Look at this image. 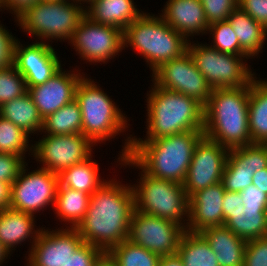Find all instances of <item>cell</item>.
I'll return each mask as SVG.
<instances>
[{
    "mask_svg": "<svg viewBox=\"0 0 267 266\" xmlns=\"http://www.w3.org/2000/svg\"><path fill=\"white\" fill-rule=\"evenodd\" d=\"M26 163L11 184L10 208L28 214H36L51 204L54 207L58 174L40 168L29 171Z\"/></svg>",
    "mask_w": 267,
    "mask_h": 266,
    "instance_id": "10",
    "label": "cell"
},
{
    "mask_svg": "<svg viewBox=\"0 0 267 266\" xmlns=\"http://www.w3.org/2000/svg\"><path fill=\"white\" fill-rule=\"evenodd\" d=\"M224 226L246 241L267 236V208L242 207L232 213Z\"/></svg>",
    "mask_w": 267,
    "mask_h": 266,
    "instance_id": "28",
    "label": "cell"
},
{
    "mask_svg": "<svg viewBox=\"0 0 267 266\" xmlns=\"http://www.w3.org/2000/svg\"><path fill=\"white\" fill-rule=\"evenodd\" d=\"M104 254L99 247L83 242L63 266H95Z\"/></svg>",
    "mask_w": 267,
    "mask_h": 266,
    "instance_id": "38",
    "label": "cell"
},
{
    "mask_svg": "<svg viewBox=\"0 0 267 266\" xmlns=\"http://www.w3.org/2000/svg\"><path fill=\"white\" fill-rule=\"evenodd\" d=\"M249 160L254 173L267 168V144H250Z\"/></svg>",
    "mask_w": 267,
    "mask_h": 266,
    "instance_id": "44",
    "label": "cell"
},
{
    "mask_svg": "<svg viewBox=\"0 0 267 266\" xmlns=\"http://www.w3.org/2000/svg\"><path fill=\"white\" fill-rule=\"evenodd\" d=\"M134 209L132 186L109 179L90 195L88 210L77 230L83 242L107 253L128 239Z\"/></svg>",
    "mask_w": 267,
    "mask_h": 266,
    "instance_id": "1",
    "label": "cell"
},
{
    "mask_svg": "<svg viewBox=\"0 0 267 266\" xmlns=\"http://www.w3.org/2000/svg\"><path fill=\"white\" fill-rule=\"evenodd\" d=\"M239 0H200L209 25L226 21L230 14L238 8Z\"/></svg>",
    "mask_w": 267,
    "mask_h": 266,
    "instance_id": "37",
    "label": "cell"
},
{
    "mask_svg": "<svg viewBox=\"0 0 267 266\" xmlns=\"http://www.w3.org/2000/svg\"><path fill=\"white\" fill-rule=\"evenodd\" d=\"M238 7L267 29V0H239Z\"/></svg>",
    "mask_w": 267,
    "mask_h": 266,
    "instance_id": "42",
    "label": "cell"
},
{
    "mask_svg": "<svg viewBox=\"0 0 267 266\" xmlns=\"http://www.w3.org/2000/svg\"><path fill=\"white\" fill-rule=\"evenodd\" d=\"M177 253L184 266H219L215 252L200 233L186 231Z\"/></svg>",
    "mask_w": 267,
    "mask_h": 266,
    "instance_id": "31",
    "label": "cell"
},
{
    "mask_svg": "<svg viewBox=\"0 0 267 266\" xmlns=\"http://www.w3.org/2000/svg\"><path fill=\"white\" fill-rule=\"evenodd\" d=\"M45 136V137H44ZM94 144L82 134H45L33 145V157L41 168L59 174L92 155Z\"/></svg>",
    "mask_w": 267,
    "mask_h": 266,
    "instance_id": "13",
    "label": "cell"
},
{
    "mask_svg": "<svg viewBox=\"0 0 267 266\" xmlns=\"http://www.w3.org/2000/svg\"><path fill=\"white\" fill-rule=\"evenodd\" d=\"M228 154L227 147L205 136L198 142L182 184L188 198L221 182Z\"/></svg>",
    "mask_w": 267,
    "mask_h": 266,
    "instance_id": "15",
    "label": "cell"
},
{
    "mask_svg": "<svg viewBox=\"0 0 267 266\" xmlns=\"http://www.w3.org/2000/svg\"><path fill=\"white\" fill-rule=\"evenodd\" d=\"M86 16V7L72 0H40L24 10L15 21L27 35L47 40L70 41L81 20Z\"/></svg>",
    "mask_w": 267,
    "mask_h": 266,
    "instance_id": "8",
    "label": "cell"
},
{
    "mask_svg": "<svg viewBox=\"0 0 267 266\" xmlns=\"http://www.w3.org/2000/svg\"><path fill=\"white\" fill-rule=\"evenodd\" d=\"M16 37L0 23V69L13 64Z\"/></svg>",
    "mask_w": 267,
    "mask_h": 266,
    "instance_id": "41",
    "label": "cell"
},
{
    "mask_svg": "<svg viewBox=\"0 0 267 266\" xmlns=\"http://www.w3.org/2000/svg\"><path fill=\"white\" fill-rule=\"evenodd\" d=\"M151 77L156 86L195 98L203 105L208 102L213 90L188 51L161 64Z\"/></svg>",
    "mask_w": 267,
    "mask_h": 266,
    "instance_id": "14",
    "label": "cell"
},
{
    "mask_svg": "<svg viewBox=\"0 0 267 266\" xmlns=\"http://www.w3.org/2000/svg\"><path fill=\"white\" fill-rule=\"evenodd\" d=\"M90 194L73 190L58 184L56 200L54 204L55 214L58 219L70 225V228H77L83 221L88 210ZM68 222V223H67Z\"/></svg>",
    "mask_w": 267,
    "mask_h": 266,
    "instance_id": "30",
    "label": "cell"
},
{
    "mask_svg": "<svg viewBox=\"0 0 267 266\" xmlns=\"http://www.w3.org/2000/svg\"><path fill=\"white\" fill-rule=\"evenodd\" d=\"M134 4L133 0H94L85 6L86 16L95 23L112 25L124 31L144 12Z\"/></svg>",
    "mask_w": 267,
    "mask_h": 266,
    "instance_id": "23",
    "label": "cell"
},
{
    "mask_svg": "<svg viewBox=\"0 0 267 266\" xmlns=\"http://www.w3.org/2000/svg\"><path fill=\"white\" fill-rule=\"evenodd\" d=\"M8 255L9 257L11 256L7 249L0 243V266L7 259Z\"/></svg>",
    "mask_w": 267,
    "mask_h": 266,
    "instance_id": "51",
    "label": "cell"
},
{
    "mask_svg": "<svg viewBox=\"0 0 267 266\" xmlns=\"http://www.w3.org/2000/svg\"><path fill=\"white\" fill-rule=\"evenodd\" d=\"M26 163L22 156L0 153V181L12 184Z\"/></svg>",
    "mask_w": 267,
    "mask_h": 266,
    "instance_id": "40",
    "label": "cell"
},
{
    "mask_svg": "<svg viewBox=\"0 0 267 266\" xmlns=\"http://www.w3.org/2000/svg\"><path fill=\"white\" fill-rule=\"evenodd\" d=\"M0 116L20 127L27 134L41 133L43 118L29 93L14 98L0 106Z\"/></svg>",
    "mask_w": 267,
    "mask_h": 266,
    "instance_id": "27",
    "label": "cell"
},
{
    "mask_svg": "<svg viewBox=\"0 0 267 266\" xmlns=\"http://www.w3.org/2000/svg\"><path fill=\"white\" fill-rule=\"evenodd\" d=\"M65 226V229L62 227L52 231L42 228L36 242L28 249L26 266H63L83 243L77 228Z\"/></svg>",
    "mask_w": 267,
    "mask_h": 266,
    "instance_id": "17",
    "label": "cell"
},
{
    "mask_svg": "<svg viewBox=\"0 0 267 266\" xmlns=\"http://www.w3.org/2000/svg\"><path fill=\"white\" fill-rule=\"evenodd\" d=\"M107 254L117 266H158L160 257L128 239L113 246Z\"/></svg>",
    "mask_w": 267,
    "mask_h": 266,
    "instance_id": "33",
    "label": "cell"
},
{
    "mask_svg": "<svg viewBox=\"0 0 267 266\" xmlns=\"http://www.w3.org/2000/svg\"><path fill=\"white\" fill-rule=\"evenodd\" d=\"M199 233L215 252L219 266H244L245 239L225 226L207 227Z\"/></svg>",
    "mask_w": 267,
    "mask_h": 266,
    "instance_id": "22",
    "label": "cell"
},
{
    "mask_svg": "<svg viewBox=\"0 0 267 266\" xmlns=\"http://www.w3.org/2000/svg\"><path fill=\"white\" fill-rule=\"evenodd\" d=\"M85 77L77 84L75 100L81 109L82 135L96 145L124 133L129 126L118 105L91 77Z\"/></svg>",
    "mask_w": 267,
    "mask_h": 266,
    "instance_id": "7",
    "label": "cell"
},
{
    "mask_svg": "<svg viewBox=\"0 0 267 266\" xmlns=\"http://www.w3.org/2000/svg\"><path fill=\"white\" fill-rule=\"evenodd\" d=\"M158 266H184V263L178 253L161 256Z\"/></svg>",
    "mask_w": 267,
    "mask_h": 266,
    "instance_id": "49",
    "label": "cell"
},
{
    "mask_svg": "<svg viewBox=\"0 0 267 266\" xmlns=\"http://www.w3.org/2000/svg\"><path fill=\"white\" fill-rule=\"evenodd\" d=\"M81 60L91 63H108L124 50L123 31L112 25L95 23L85 16L73 33L69 44Z\"/></svg>",
    "mask_w": 267,
    "mask_h": 266,
    "instance_id": "11",
    "label": "cell"
},
{
    "mask_svg": "<svg viewBox=\"0 0 267 266\" xmlns=\"http://www.w3.org/2000/svg\"><path fill=\"white\" fill-rule=\"evenodd\" d=\"M252 184L267 194V168L254 173Z\"/></svg>",
    "mask_w": 267,
    "mask_h": 266,
    "instance_id": "48",
    "label": "cell"
},
{
    "mask_svg": "<svg viewBox=\"0 0 267 266\" xmlns=\"http://www.w3.org/2000/svg\"><path fill=\"white\" fill-rule=\"evenodd\" d=\"M207 33H210L213 39L211 42L213 45L210 44V47L215 48L222 53L247 55L241 49L238 38L228 20L209 25L206 34Z\"/></svg>",
    "mask_w": 267,
    "mask_h": 266,
    "instance_id": "35",
    "label": "cell"
},
{
    "mask_svg": "<svg viewBox=\"0 0 267 266\" xmlns=\"http://www.w3.org/2000/svg\"><path fill=\"white\" fill-rule=\"evenodd\" d=\"M147 92V133L145 139L130 135L125 139L122 154L129 155L132 141L155 140L186 131L204 130V105L197 99L156 86ZM147 137V138H146Z\"/></svg>",
    "mask_w": 267,
    "mask_h": 266,
    "instance_id": "2",
    "label": "cell"
},
{
    "mask_svg": "<svg viewBox=\"0 0 267 266\" xmlns=\"http://www.w3.org/2000/svg\"><path fill=\"white\" fill-rule=\"evenodd\" d=\"M3 9V0H0V11Z\"/></svg>",
    "mask_w": 267,
    "mask_h": 266,
    "instance_id": "53",
    "label": "cell"
},
{
    "mask_svg": "<svg viewBox=\"0 0 267 266\" xmlns=\"http://www.w3.org/2000/svg\"><path fill=\"white\" fill-rule=\"evenodd\" d=\"M118 162L122 166L131 165L141 170L138 184L131 185L135 210L173 221L186 229L189 198L182 184L146 174L129 156L118 157Z\"/></svg>",
    "mask_w": 267,
    "mask_h": 266,
    "instance_id": "6",
    "label": "cell"
},
{
    "mask_svg": "<svg viewBox=\"0 0 267 266\" xmlns=\"http://www.w3.org/2000/svg\"><path fill=\"white\" fill-rule=\"evenodd\" d=\"M124 49L131 47L145 57L155 71L161 64L187 52L188 40L176 32L160 15L142 13L123 31Z\"/></svg>",
    "mask_w": 267,
    "mask_h": 266,
    "instance_id": "5",
    "label": "cell"
},
{
    "mask_svg": "<svg viewBox=\"0 0 267 266\" xmlns=\"http://www.w3.org/2000/svg\"><path fill=\"white\" fill-rule=\"evenodd\" d=\"M72 1H74V2H76L77 4H80V5H83V4H84V5H86V4H89V5H90L94 0H72ZM81 2H82L83 4H82ZM85 2H86V4H85Z\"/></svg>",
    "mask_w": 267,
    "mask_h": 266,
    "instance_id": "52",
    "label": "cell"
},
{
    "mask_svg": "<svg viewBox=\"0 0 267 266\" xmlns=\"http://www.w3.org/2000/svg\"><path fill=\"white\" fill-rule=\"evenodd\" d=\"M95 266H117V264L110 258V256L105 253Z\"/></svg>",
    "mask_w": 267,
    "mask_h": 266,
    "instance_id": "50",
    "label": "cell"
},
{
    "mask_svg": "<svg viewBox=\"0 0 267 266\" xmlns=\"http://www.w3.org/2000/svg\"><path fill=\"white\" fill-rule=\"evenodd\" d=\"M80 71L81 69H76L66 72L61 68L45 83L28 88V93L43 119L75 99L77 84L86 75H81Z\"/></svg>",
    "mask_w": 267,
    "mask_h": 266,
    "instance_id": "18",
    "label": "cell"
},
{
    "mask_svg": "<svg viewBox=\"0 0 267 266\" xmlns=\"http://www.w3.org/2000/svg\"><path fill=\"white\" fill-rule=\"evenodd\" d=\"M242 204L243 200L240 192L225 191L222 204L224 222L232 216V213L237 212L242 207Z\"/></svg>",
    "mask_w": 267,
    "mask_h": 266,
    "instance_id": "45",
    "label": "cell"
},
{
    "mask_svg": "<svg viewBox=\"0 0 267 266\" xmlns=\"http://www.w3.org/2000/svg\"><path fill=\"white\" fill-rule=\"evenodd\" d=\"M186 229L167 219L134 209L128 240L159 257L176 254Z\"/></svg>",
    "mask_w": 267,
    "mask_h": 266,
    "instance_id": "12",
    "label": "cell"
},
{
    "mask_svg": "<svg viewBox=\"0 0 267 266\" xmlns=\"http://www.w3.org/2000/svg\"><path fill=\"white\" fill-rule=\"evenodd\" d=\"M92 155L82 163L75 164L58 174L59 185L92 195L106 181L100 178L98 163Z\"/></svg>",
    "mask_w": 267,
    "mask_h": 266,
    "instance_id": "29",
    "label": "cell"
},
{
    "mask_svg": "<svg viewBox=\"0 0 267 266\" xmlns=\"http://www.w3.org/2000/svg\"><path fill=\"white\" fill-rule=\"evenodd\" d=\"M13 64L25 78L27 88L45 83L61 68V60L48 42L22 45L18 39L14 44Z\"/></svg>",
    "mask_w": 267,
    "mask_h": 266,
    "instance_id": "16",
    "label": "cell"
},
{
    "mask_svg": "<svg viewBox=\"0 0 267 266\" xmlns=\"http://www.w3.org/2000/svg\"><path fill=\"white\" fill-rule=\"evenodd\" d=\"M244 266H267V236L247 241Z\"/></svg>",
    "mask_w": 267,
    "mask_h": 266,
    "instance_id": "39",
    "label": "cell"
},
{
    "mask_svg": "<svg viewBox=\"0 0 267 266\" xmlns=\"http://www.w3.org/2000/svg\"><path fill=\"white\" fill-rule=\"evenodd\" d=\"M222 183L201 189L189 197L186 231L199 233L207 227L224 226Z\"/></svg>",
    "mask_w": 267,
    "mask_h": 266,
    "instance_id": "19",
    "label": "cell"
},
{
    "mask_svg": "<svg viewBox=\"0 0 267 266\" xmlns=\"http://www.w3.org/2000/svg\"><path fill=\"white\" fill-rule=\"evenodd\" d=\"M235 32L241 49L252 59L263 49L267 29L239 7L227 19Z\"/></svg>",
    "mask_w": 267,
    "mask_h": 266,
    "instance_id": "24",
    "label": "cell"
},
{
    "mask_svg": "<svg viewBox=\"0 0 267 266\" xmlns=\"http://www.w3.org/2000/svg\"><path fill=\"white\" fill-rule=\"evenodd\" d=\"M43 134H82V116L75 99L43 119Z\"/></svg>",
    "mask_w": 267,
    "mask_h": 266,
    "instance_id": "32",
    "label": "cell"
},
{
    "mask_svg": "<svg viewBox=\"0 0 267 266\" xmlns=\"http://www.w3.org/2000/svg\"><path fill=\"white\" fill-rule=\"evenodd\" d=\"M245 207L267 208V194L250 184L240 192Z\"/></svg>",
    "mask_w": 267,
    "mask_h": 266,
    "instance_id": "43",
    "label": "cell"
},
{
    "mask_svg": "<svg viewBox=\"0 0 267 266\" xmlns=\"http://www.w3.org/2000/svg\"><path fill=\"white\" fill-rule=\"evenodd\" d=\"M161 11L160 16L188 41L196 34L204 35L209 28L200 0H167Z\"/></svg>",
    "mask_w": 267,
    "mask_h": 266,
    "instance_id": "20",
    "label": "cell"
},
{
    "mask_svg": "<svg viewBox=\"0 0 267 266\" xmlns=\"http://www.w3.org/2000/svg\"><path fill=\"white\" fill-rule=\"evenodd\" d=\"M193 43L188 41L187 51L212 89L247 86L256 78L246 62L250 59L248 55L222 53L209 44Z\"/></svg>",
    "mask_w": 267,
    "mask_h": 266,
    "instance_id": "9",
    "label": "cell"
},
{
    "mask_svg": "<svg viewBox=\"0 0 267 266\" xmlns=\"http://www.w3.org/2000/svg\"><path fill=\"white\" fill-rule=\"evenodd\" d=\"M203 131H186L155 140L132 141L129 157L148 175L183 184Z\"/></svg>",
    "mask_w": 267,
    "mask_h": 266,
    "instance_id": "3",
    "label": "cell"
},
{
    "mask_svg": "<svg viewBox=\"0 0 267 266\" xmlns=\"http://www.w3.org/2000/svg\"><path fill=\"white\" fill-rule=\"evenodd\" d=\"M11 184L0 181V211L10 208Z\"/></svg>",
    "mask_w": 267,
    "mask_h": 266,
    "instance_id": "47",
    "label": "cell"
},
{
    "mask_svg": "<svg viewBox=\"0 0 267 266\" xmlns=\"http://www.w3.org/2000/svg\"><path fill=\"white\" fill-rule=\"evenodd\" d=\"M40 0H3V9L10 11L15 17L19 16L24 10L33 6Z\"/></svg>",
    "mask_w": 267,
    "mask_h": 266,
    "instance_id": "46",
    "label": "cell"
},
{
    "mask_svg": "<svg viewBox=\"0 0 267 266\" xmlns=\"http://www.w3.org/2000/svg\"><path fill=\"white\" fill-rule=\"evenodd\" d=\"M249 145L229 149L221 183L226 191L241 192L252 184Z\"/></svg>",
    "mask_w": 267,
    "mask_h": 266,
    "instance_id": "26",
    "label": "cell"
},
{
    "mask_svg": "<svg viewBox=\"0 0 267 266\" xmlns=\"http://www.w3.org/2000/svg\"><path fill=\"white\" fill-rule=\"evenodd\" d=\"M29 137L31 135L0 116V153L16 154L24 158L29 150L32 155L33 144L30 146Z\"/></svg>",
    "mask_w": 267,
    "mask_h": 266,
    "instance_id": "34",
    "label": "cell"
},
{
    "mask_svg": "<svg viewBox=\"0 0 267 266\" xmlns=\"http://www.w3.org/2000/svg\"><path fill=\"white\" fill-rule=\"evenodd\" d=\"M36 215L24 213L12 208H6L0 211V243L11 254L17 245H22L26 239L33 245L41 228H34ZM35 222V223H34ZM29 238V239H28ZM32 241V242H31Z\"/></svg>",
    "mask_w": 267,
    "mask_h": 266,
    "instance_id": "21",
    "label": "cell"
},
{
    "mask_svg": "<svg viewBox=\"0 0 267 266\" xmlns=\"http://www.w3.org/2000/svg\"><path fill=\"white\" fill-rule=\"evenodd\" d=\"M27 92L25 78L14 64L0 69V106Z\"/></svg>",
    "mask_w": 267,
    "mask_h": 266,
    "instance_id": "36",
    "label": "cell"
},
{
    "mask_svg": "<svg viewBox=\"0 0 267 266\" xmlns=\"http://www.w3.org/2000/svg\"><path fill=\"white\" fill-rule=\"evenodd\" d=\"M250 85L213 89L204 105V136L232 149L253 144L249 133Z\"/></svg>",
    "mask_w": 267,
    "mask_h": 266,
    "instance_id": "4",
    "label": "cell"
},
{
    "mask_svg": "<svg viewBox=\"0 0 267 266\" xmlns=\"http://www.w3.org/2000/svg\"><path fill=\"white\" fill-rule=\"evenodd\" d=\"M248 122L252 143L267 144V81L257 77L250 84Z\"/></svg>",
    "mask_w": 267,
    "mask_h": 266,
    "instance_id": "25",
    "label": "cell"
}]
</instances>
